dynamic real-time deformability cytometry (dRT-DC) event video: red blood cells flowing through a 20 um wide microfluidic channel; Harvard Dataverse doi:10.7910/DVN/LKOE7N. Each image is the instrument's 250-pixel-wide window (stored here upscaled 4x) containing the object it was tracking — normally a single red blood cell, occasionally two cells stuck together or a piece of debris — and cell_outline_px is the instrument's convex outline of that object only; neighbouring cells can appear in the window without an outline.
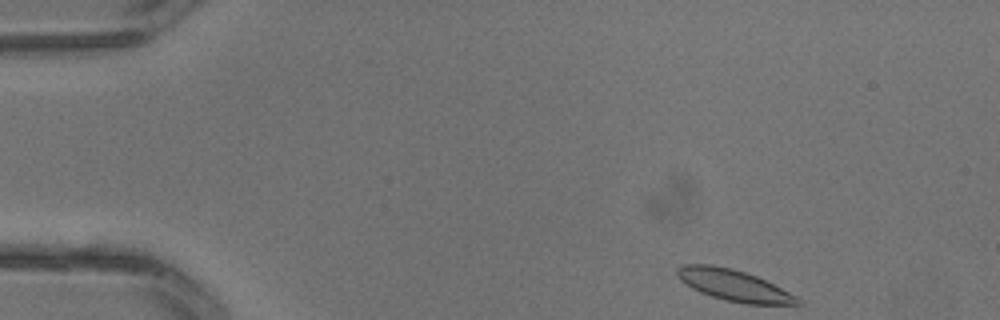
{"species": "common noctule bat (a hibernating species)", "species_latin": "Nyctalus noctula", "temperature_condition": "warm", "stored_images_in_passage": 3, "segment_of_instrument_passage": [1, 2], "camera_frame_rate_fps": 3000, "um_per_image_px": 0.085, "animal": {"sex": "male", "body_mass_g": 13.3}, "frame": {"image": 1, "passage_image": 1, "time_ms": 0.0, "image_size_px": [1000, 320], "cell_outline_px": [[804, 304], [744, 304], [724, 300], [700, 292], [692, 288], [680, 280], [676, 276], [676, 268], [684, 264], [712, 264], [732, 268], [756, 276], [796, 296]], "centroid_in_image_um": [62.32, 24.24], "position_along_channel_um": 22.7, "area_um2": 21.79}}